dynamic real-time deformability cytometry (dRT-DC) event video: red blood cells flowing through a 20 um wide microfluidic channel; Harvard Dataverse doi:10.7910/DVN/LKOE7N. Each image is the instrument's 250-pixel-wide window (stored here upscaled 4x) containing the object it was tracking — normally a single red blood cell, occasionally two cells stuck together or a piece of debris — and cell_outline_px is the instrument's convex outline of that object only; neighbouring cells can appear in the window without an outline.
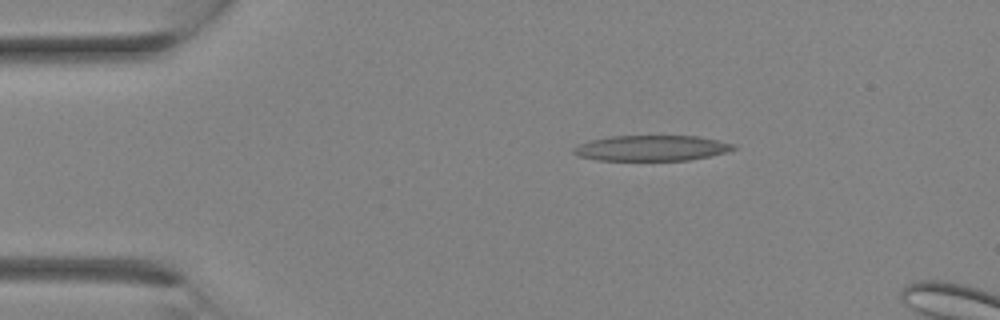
{"species": "Egyptian fruit bat (a non-hibernating species)", "species_latin": "Rousettus aegyptiacus", "temperature_condition": "room temperature", "stored_images_in_passage": 4, "camera_frame_rate_fps": 3000, "um_per_image_px": 0.085, "animal": {"sex": "female"}, "frame": {"image": 1, "passage_image": 1, "time_ms": 0.0, "image_size_px": [1000, 320], "cell_outline_px": [[736, 148], [728, 152], [688, 160], [596, 160], [576, 156], [572, 152], [572, 148], [588, 140], [608, 136], [696, 136], [736, 144]], "centroid_in_image_um": [55.33, 12.59], "position_along_channel_um": 29.7, "area_um2": 23.87}}